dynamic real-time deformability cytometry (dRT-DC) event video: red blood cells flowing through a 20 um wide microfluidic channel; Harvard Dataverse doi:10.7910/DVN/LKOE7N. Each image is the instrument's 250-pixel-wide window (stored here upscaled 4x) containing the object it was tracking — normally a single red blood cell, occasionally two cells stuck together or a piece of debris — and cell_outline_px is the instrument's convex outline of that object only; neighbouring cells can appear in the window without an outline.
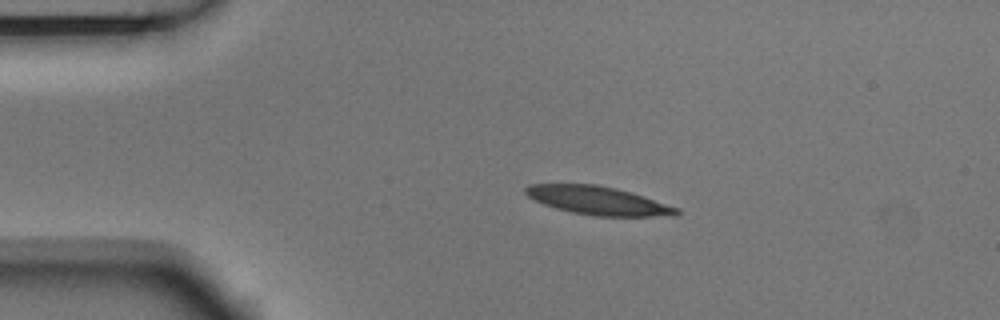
{"species": "Egyptian fruit bat (a non-hibernating species)", "species_latin": "Rousettus aegyptiacus", "temperature_condition": "room temperature", "stored_images_in_passage": 2, "camera_frame_rate_fps": 3000, "um_per_image_px": 0.085, "animal": {"sex": "male"}, "frame": {"image": 1, "passage_image": 1, "time_ms": 0.0, "image_size_px": [1000, 320], "cell_outline_px": [[680, 212], [676, 216], [596, 216], [572, 212], [556, 208], [544, 204], [528, 196], [524, 192], [524, 188], [528, 184], [596, 184], [616, 188], [632, 192], [680, 208]], "centroid_in_image_um": [50.87, 17.04], "position_along_channel_um": 34.1, "area_um2": 25.03}}